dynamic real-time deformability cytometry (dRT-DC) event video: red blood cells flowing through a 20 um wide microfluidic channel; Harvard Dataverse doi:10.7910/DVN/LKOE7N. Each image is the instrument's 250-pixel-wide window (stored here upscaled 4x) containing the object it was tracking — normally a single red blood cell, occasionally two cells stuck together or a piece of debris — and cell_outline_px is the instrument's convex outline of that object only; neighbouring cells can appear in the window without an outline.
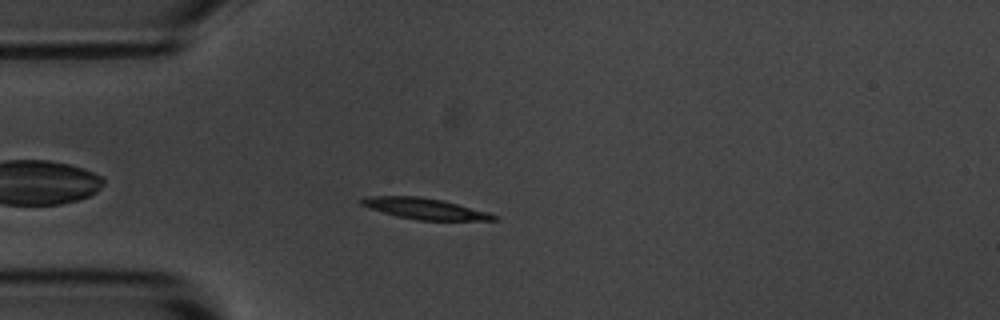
{"species": "common noctule bat (a hibernating species)", "species_latin": "Nyctalus noctula", "temperature_condition": "room temperature", "stored_images_in_passage": 4, "camera_frame_rate_fps": 3000, "um_per_image_px": 0.085, "animal": {"sex": "male", "body_mass_g": 20.1, "forearm_length_mm": 53.5}, "frame": {"image": 1, "passage_image": 4, "time_ms": 3.333, "image_size_px": [1000, 320], "cell_outline_px": [[500, 220], [416, 220], [396, 216], [368, 208], [360, 204], [360, 200], [364, 196], [420, 196], [444, 200], [488, 212], [500, 216]], "centroid_in_image_um": [36.12, 17.73], "position_along_channel_um": 48.9, "area_um2": 16.42}}